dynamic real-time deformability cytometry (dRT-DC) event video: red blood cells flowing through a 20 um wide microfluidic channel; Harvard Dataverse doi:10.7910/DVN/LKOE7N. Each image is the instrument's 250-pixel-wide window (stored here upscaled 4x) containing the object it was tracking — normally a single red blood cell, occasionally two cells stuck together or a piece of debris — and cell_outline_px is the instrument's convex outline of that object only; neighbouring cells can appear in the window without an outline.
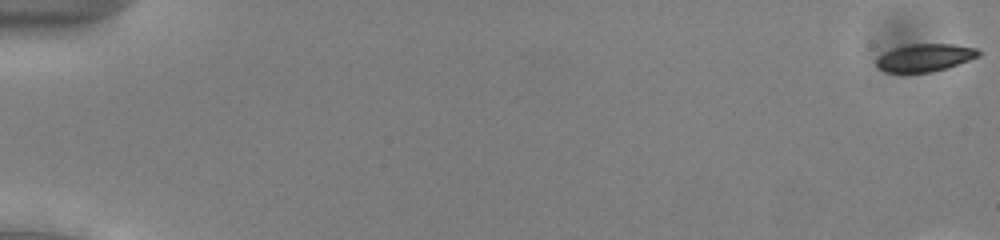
{"species": "common noctule bat (a hibernating species)", "species_latin": "Nyctalus noctula", "temperature_condition": "cold", "stored_images_in_passage": 14, "camera_frame_rate_fps": 3000, "um_per_image_px": 0.085, "animal": {"sex": "male", "body_mass_g": 13.0, "forearm_length_mm": 53.1}, "frame": {"image": 1, "passage_image": 1, "time_ms": 0.0, "image_size_px": [1000, 240], "cell_outline_px": [[980, 56], [932, 72], [884, 72], [876, 68], [876, 60], [884, 52], [908, 44], [952, 44], [976, 48], [980, 52]], "centroid_in_image_um": [78.58, 4.9], "position_along_channel_um": 6.4, "area_um2": 16.24}}